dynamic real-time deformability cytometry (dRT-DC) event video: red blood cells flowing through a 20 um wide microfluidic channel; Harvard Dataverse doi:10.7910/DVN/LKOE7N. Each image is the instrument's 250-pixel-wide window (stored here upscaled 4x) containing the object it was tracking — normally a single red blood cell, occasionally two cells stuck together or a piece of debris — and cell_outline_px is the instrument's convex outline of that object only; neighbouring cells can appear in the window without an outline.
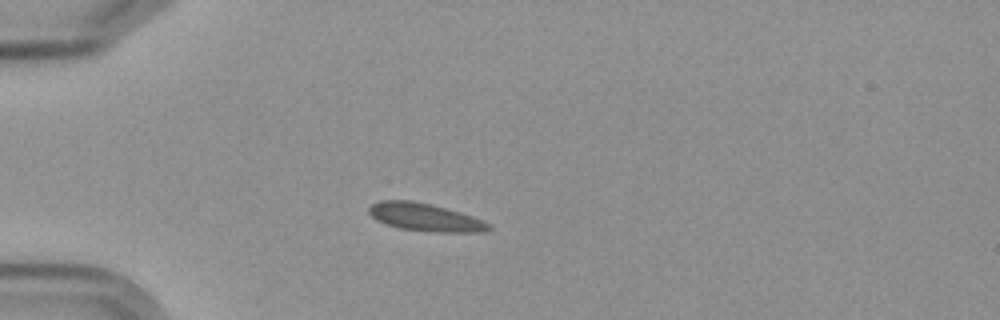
{"species": "Egyptian fruit bat (a non-hibernating species)", "species_latin": "Rousettus aegyptiacus", "temperature_condition": "cold", "stored_images_in_passage": 4, "camera_frame_rate_fps": 3000, "um_per_image_px": 0.085, "frame": {"image": 1, "passage_image": 3, "time_ms": 2.333, "image_size_px": [1000, 320], "cell_outline_px": [[492, 228], [484, 232], [436, 232], [400, 228], [384, 224], [376, 220], [368, 212], [368, 208], [372, 204], [380, 200], [412, 200], [460, 212], [472, 216], [492, 224]], "centroid_in_image_um": [36.13, 18.47], "position_along_channel_um": 48.9, "area_um2": 19.36}}